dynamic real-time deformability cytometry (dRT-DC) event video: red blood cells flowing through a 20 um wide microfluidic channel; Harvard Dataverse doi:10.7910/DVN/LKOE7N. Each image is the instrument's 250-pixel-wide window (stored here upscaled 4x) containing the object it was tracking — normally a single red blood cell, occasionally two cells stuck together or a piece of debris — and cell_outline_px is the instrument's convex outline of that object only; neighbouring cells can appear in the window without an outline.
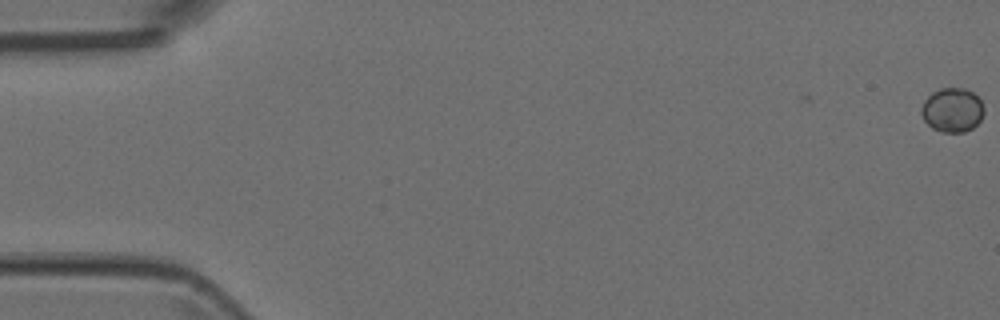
{"species": "Egyptian fruit bat (a non-hibernating species)", "species_latin": "Rousettus aegyptiacus", "temperature_condition": "room temperature", "stored_images_in_passage": 9, "camera_frame_rate_fps": 3000, "um_per_image_px": 0.085, "animal": {"sex": "female"}, "frame": {"image": 1, "passage_image": 1, "time_ms": 0.0, "image_size_px": [1000, 320], "cell_outline_px": [[984, 112], [980, 120], [972, 128], [964, 132], [940, 132], [932, 128], [924, 120], [920, 112], [920, 108], [924, 100], [932, 92], [940, 88], [964, 88], [972, 92], [980, 100], [984, 108]], "centroid_in_image_um": [80.92, 9.35], "position_along_channel_um": 4.1, "area_um2": 16.18}}
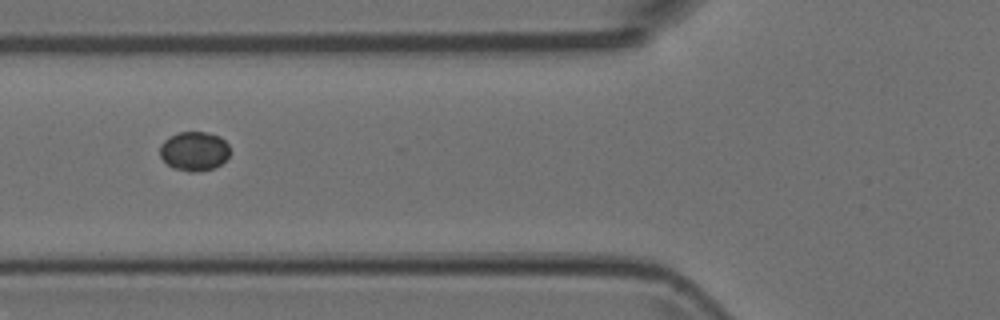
{"frame": {"image": 2, "passage_image": 6, "time_ms": 1.667, "image_size_px": [1000, 320], "cell_outline_px": [[228, 156], [220, 164], [212, 168], [196, 172], [188, 172], [172, 168], [160, 156], [160, 144], [164, 140], [180, 132], [208, 132], [220, 136], [228, 144]], "centroid_in_image_um": [16.49, 12.85], "position_along_channel_um": 109.3, "area_um2": 15.9}}
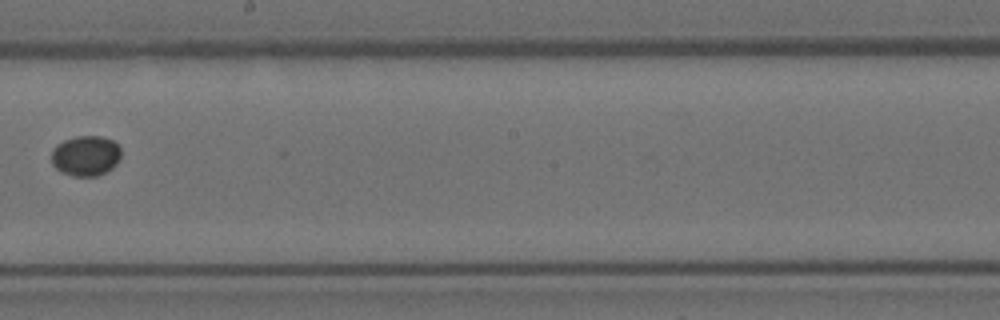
{"frame": {"image": 3, "passage_image": 9, "time_ms": 2.667, "image_size_px": [1000, 320], "cell_outline_px": [[120, 160], [112, 168], [96, 176], [72, 176], [60, 172], [52, 164], [52, 148], [56, 144], [64, 140], [76, 136], [100, 136], [112, 140], [120, 148]], "centroid_in_image_um": [7.26, 13.24], "position_along_channel_um": 240.9, "area_um2": 16.42}}